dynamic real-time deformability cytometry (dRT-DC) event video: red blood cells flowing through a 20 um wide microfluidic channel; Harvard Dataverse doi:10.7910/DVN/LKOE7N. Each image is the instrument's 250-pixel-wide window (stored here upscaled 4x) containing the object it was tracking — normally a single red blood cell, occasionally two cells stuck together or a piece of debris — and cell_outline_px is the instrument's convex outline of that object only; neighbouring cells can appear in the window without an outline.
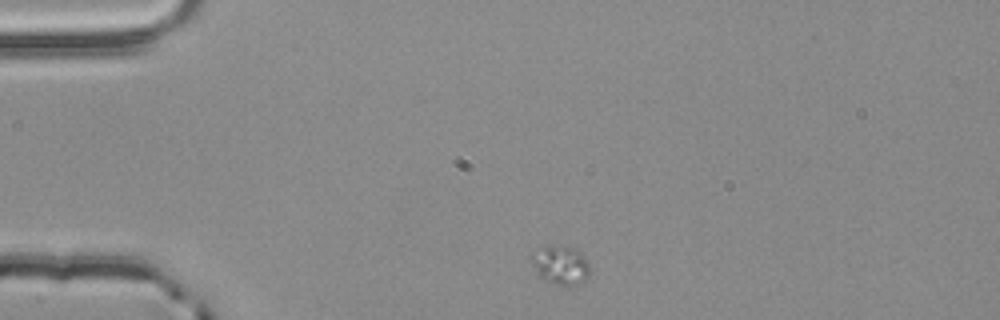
{"species": "common noctule bat (a hibernating species)", "species_latin": "Nyctalus noctula", "temperature_condition": "room temperature", "stored_images_in_passage": 2, "camera_frame_rate_fps": 3000, "um_per_image_px": 0.085, "animal": {"sex": "male", "body_mass_g": 20.4}, "frame": {"image": 1, "passage_image": 1, "time_ms": 0.0, "image_size_px": [1000, 320], "cell_outline_px": [[588, 276], [584, 280], [576, 284], [552, 284], [544, 280], [540, 276], [532, 264], [528, 256], [536, 248], [556, 244], [576, 248], [580, 252], [588, 264]], "centroid_in_image_um": [47.58, 22.47], "position_along_channel_um": 37.4, "area_um2": 13.24}}